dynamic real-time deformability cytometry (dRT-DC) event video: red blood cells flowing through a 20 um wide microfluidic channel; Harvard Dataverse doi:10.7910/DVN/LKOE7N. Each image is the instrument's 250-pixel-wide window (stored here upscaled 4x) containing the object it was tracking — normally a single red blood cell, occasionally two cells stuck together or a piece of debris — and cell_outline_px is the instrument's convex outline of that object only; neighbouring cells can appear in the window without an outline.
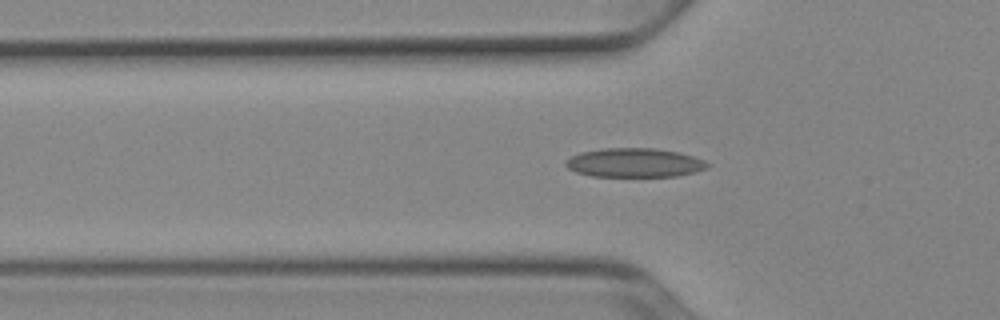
{"species": "Egyptian fruit bat (a non-hibernating species)", "species_latin": "Rousettus aegyptiacus", "temperature_condition": "cold", "stored_images_in_passage": 29, "camera_frame_rate_fps": 3000, "um_per_image_px": 0.085, "animal": {"sex": "female"}, "frame": {"image": 1, "passage_image": 3, "time_ms": 0.667, "image_size_px": [1000, 320], "cell_outline_px": [[708, 168], [676, 176], [592, 176], [576, 172], [568, 168], [564, 164], [564, 160], [580, 152], [604, 148], [652, 148], [680, 152], [704, 160], [708, 164]], "centroid_in_image_um": [53.89, 13.82], "position_along_channel_um": 71.9, "area_um2": 23.87}}
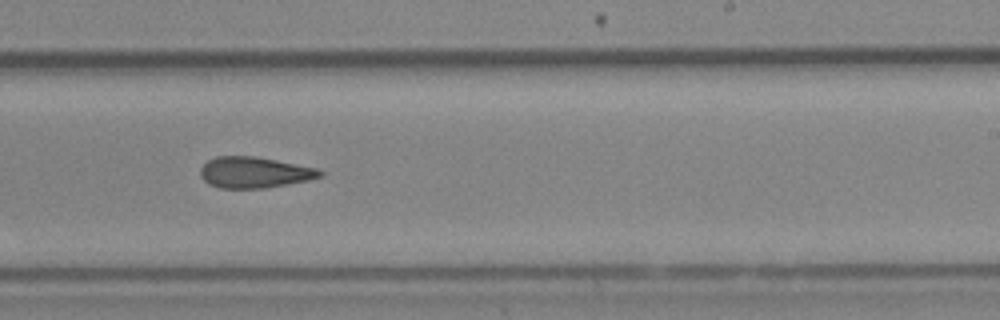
{"frame": {"image": 2, "passage_image": 18, "time_ms": 5.667, "image_size_px": [1000, 320], "cell_outline_px": [[324, 176], [308, 180], [264, 188], [220, 188], [208, 184], [200, 176], [200, 168], [208, 160], [216, 156], [252, 156], [276, 160], [320, 168], [324, 172]], "centroid_in_image_um": [21.64, 14.65], "position_along_channel_um": 267.4, "area_um2": 21.73}}
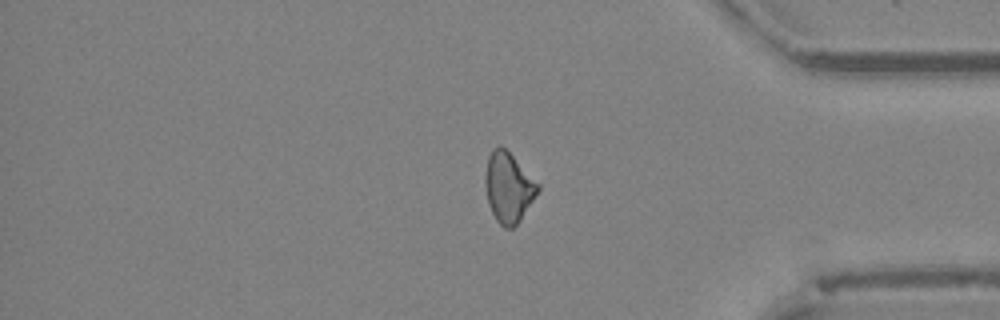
{"frame": {"image": 3, "passage_image": 29, "time_ms": 9.333, "image_size_px": [1000, 320], "cell_outline_px": [[540, 188], [520, 220], [512, 228], [504, 228], [496, 220], [488, 204], [484, 180], [484, 176], [488, 156], [492, 148], [500, 144], [540, 184]], "centroid_in_image_um": [43.19, 15.92], "position_along_channel_um": 392.0, "area_um2": 21.33}, "authors_computed_cell_mechanics": {"area_um2": 22.0218, "velocity_mm_per_s": 3.924, "shape_relaxation_time_tau1_ms": null, "shape_relaxation_time_tau2_ms": 6.1246, "deformation_change_tau1": null, "deformation_change_tau2": 0.1513}}